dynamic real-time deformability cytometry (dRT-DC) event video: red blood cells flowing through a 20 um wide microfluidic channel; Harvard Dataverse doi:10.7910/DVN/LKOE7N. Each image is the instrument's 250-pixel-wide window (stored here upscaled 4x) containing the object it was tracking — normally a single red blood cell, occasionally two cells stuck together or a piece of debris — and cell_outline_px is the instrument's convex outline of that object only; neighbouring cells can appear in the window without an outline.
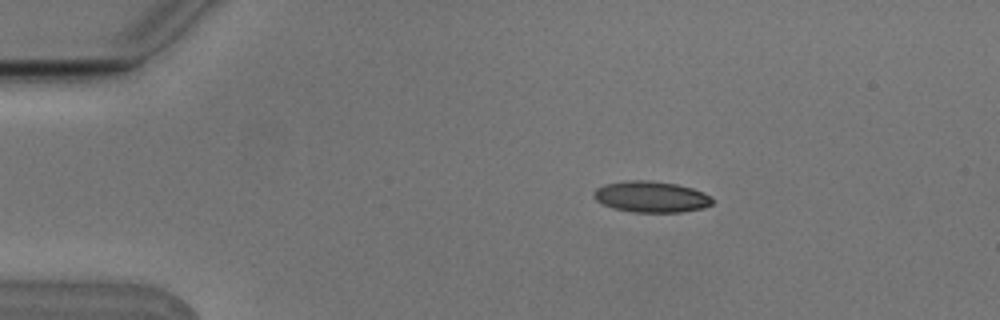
{"species": "Egyptian fruit bat (a non-hibernating species)", "species_latin": "Rousettus aegyptiacus", "temperature_condition": "cold", "stored_images_in_passage": 4, "camera_frame_rate_fps": 3000, "um_per_image_px": 0.085, "animal": {"sex": "male"}, "frame": {"image": 1, "passage_image": 1, "time_ms": 0.0, "image_size_px": [1000, 320], "cell_outline_px": [[712, 204], [704, 208], [680, 212], [632, 212], [612, 208], [596, 200], [592, 196], [592, 192], [596, 188], [604, 184], [628, 180], [648, 180], [676, 184], [692, 188], [704, 192], [712, 196]], "centroid_in_image_um": [55.34, 16.72], "position_along_channel_um": 29.7, "area_um2": 21.68}}
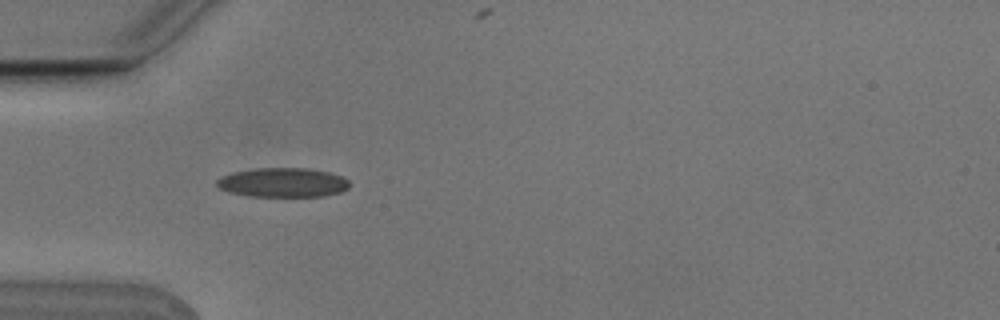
{"frame": {"image": 2, "passage_image": 3, "time_ms": 0.667, "image_size_px": [1000, 320], "cell_outline_px": [[348, 188], [340, 192], [324, 196], [248, 196], [228, 192], [220, 188], [216, 184], [216, 180], [220, 176], [232, 172], [256, 168], [308, 168], [328, 172], [340, 176], [348, 180]], "centroid_in_image_um": [23.99, 15.51], "position_along_channel_um": 61.0, "area_um2": 22.66}}